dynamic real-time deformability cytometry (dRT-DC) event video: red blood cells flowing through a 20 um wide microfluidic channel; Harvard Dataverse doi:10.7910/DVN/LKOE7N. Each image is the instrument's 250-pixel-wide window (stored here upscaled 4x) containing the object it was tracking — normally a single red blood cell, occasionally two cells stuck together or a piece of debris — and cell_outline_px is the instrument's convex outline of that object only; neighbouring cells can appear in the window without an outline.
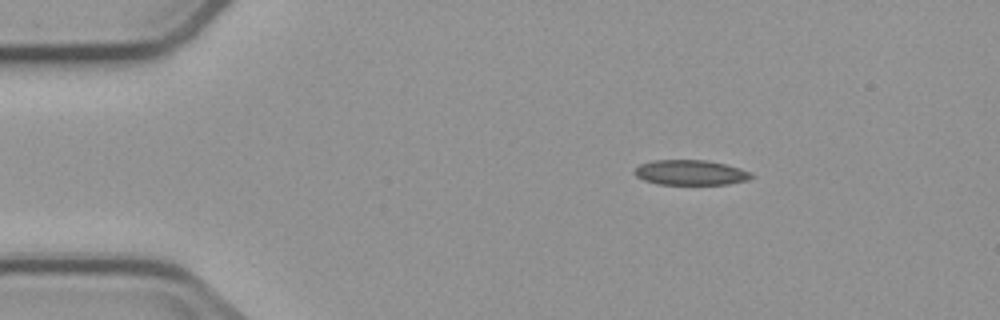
{"species": "common noctule bat (a hibernating species)", "species_latin": "Nyctalus noctula", "temperature_condition": "cold", "stored_images_in_passage": 4, "camera_frame_rate_fps": 3000, "um_per_image_px": 0.085, "animal": {"sex": "male", "body_mass_g": 23.1, "forearm_length_mm": 52.7}, "frame": {"image": 1, "passage_image": 2, "time_ms": 1.0, "image_size_px": [1000, 320], "cell_outline_px": [[752, 176], [748, 180], [728, 184], [660, 184], [644, 180], [636, 176], [632, 172], [640, 164], [652, 160], [708, 160], [740, 168], [752, 172]], "centroid_in_image_um": [58.69, 14.66], "position_along_channel_um": 26.3, "area_um2": 17.05}}